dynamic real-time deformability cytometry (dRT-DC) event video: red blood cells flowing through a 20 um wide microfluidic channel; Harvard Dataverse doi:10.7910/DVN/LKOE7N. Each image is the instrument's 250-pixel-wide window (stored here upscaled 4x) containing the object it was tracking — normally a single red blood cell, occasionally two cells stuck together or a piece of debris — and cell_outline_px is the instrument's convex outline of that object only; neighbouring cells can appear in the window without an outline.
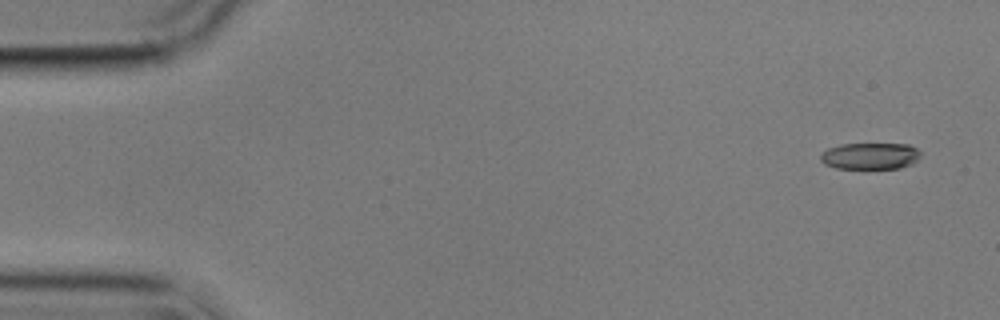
{"species": "common noctule bat (a hibernating species)", "species_latin": "Nyctalus noctula", "temperature_condition": "cold", "stored_images_in_passage": 7, "camera_frame_rate_fps": 3000, "um_per_image_px": 0.085, "animal": {"sex": "male", "body_mass_g": 17.9}, "frame": {"image": 1, "passage_image": 1, "time_ms": 0.0, "image_size_px": [1000, 320], "cell_outline_px": [[920, 156], [912, 164], [900, 168], [836, 168], [824, 164], [820, 160], [820, 156], [828, 148], [840, 144], [908, 144], [916, 148], [920, 152]], "centroid_in_image_um": [73.96, 13.26], "position_along_channel_um": 11.0, "area_um2": 15.43}}
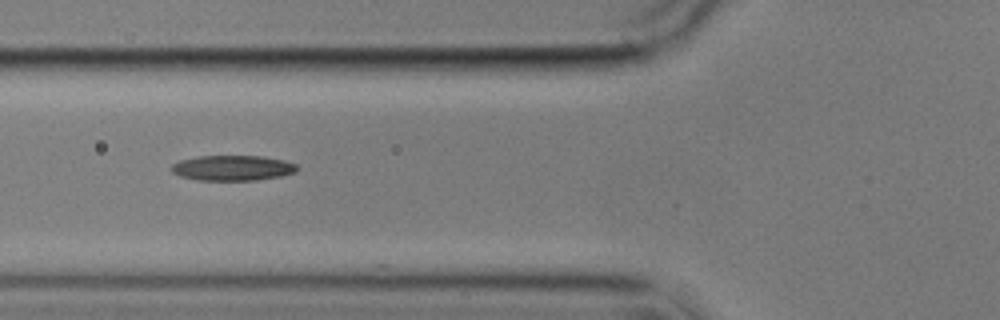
{"frame": {"image": 2, "passage_image": 6, "time_ms": 6.0, "image_size_px": [1000, 320], "cell_outline_px": [[300, 168], [296, 172], [280, 176], [256, 180], [196, 180], [180, 176], [172, 172], [172, 164], [180, 160], [200, 156], [264, 156], [284, 160], [296, 164]], "centroid_in_image_um": [19.8, 14.27], "position_along_channel_um": 106.0, "area_um2": 18.55}}
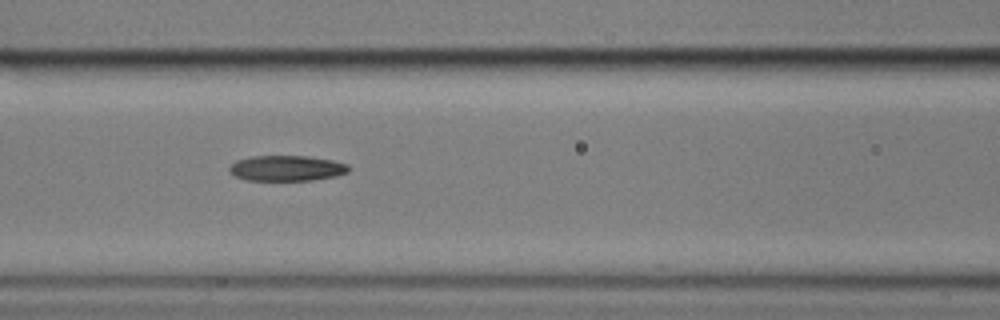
{"frame": {"image": 3, "passage_image": 7, "time_ms": 7.0, "image_size_px": [1000, 320], "cell_outline_px": [[352, 168], [348, 172], [336, 176], [312, 180], [248, 180], [236, 176], [228, 168], [236, 160], [252, 156], [308, 156], [332, 160], [348, 164]], "centroid_in_image_um": [24.42, 14.29], "position_along_channel_um": 142.2, "area_um2": 17.69}}